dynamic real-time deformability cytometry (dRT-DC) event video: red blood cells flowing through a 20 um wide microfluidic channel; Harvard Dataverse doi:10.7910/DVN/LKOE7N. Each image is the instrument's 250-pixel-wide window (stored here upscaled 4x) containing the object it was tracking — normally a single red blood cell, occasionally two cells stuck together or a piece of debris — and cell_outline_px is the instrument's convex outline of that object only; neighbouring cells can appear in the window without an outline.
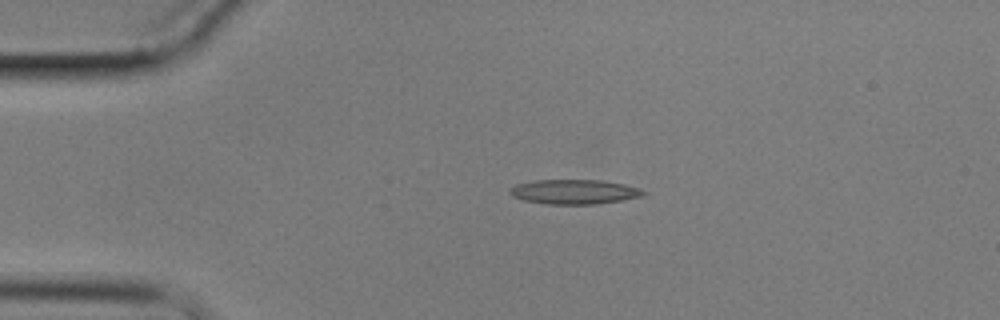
{"species": "common noctule bat (a hibernating species)", "species_latin": "Nyctalus noctula", "temperature_condition": "cold", "stored_images_in_passage": 2, "camera_frame_rate_fps": 3000, "um_per_image_px": 0.085, "animal": {"sex": "male", "body_mass_g": 17.9}, "frame": {"image": 1, "passage_image": 1, "time_ms": 0.0, "image_size_px": [1000, 320], "cell_outline_px": [[648, 192], [644, 196], [596, 204], [548, 204], [524, 200], [512, 196], [508, 192], [516, 184], [536, 180], [604, 180], [624, 184], [640, 188]], "centroid_in_image_um": [48.85, 16.3], "position_along_channel_um": 36.1, "area_um2": 19.13}}